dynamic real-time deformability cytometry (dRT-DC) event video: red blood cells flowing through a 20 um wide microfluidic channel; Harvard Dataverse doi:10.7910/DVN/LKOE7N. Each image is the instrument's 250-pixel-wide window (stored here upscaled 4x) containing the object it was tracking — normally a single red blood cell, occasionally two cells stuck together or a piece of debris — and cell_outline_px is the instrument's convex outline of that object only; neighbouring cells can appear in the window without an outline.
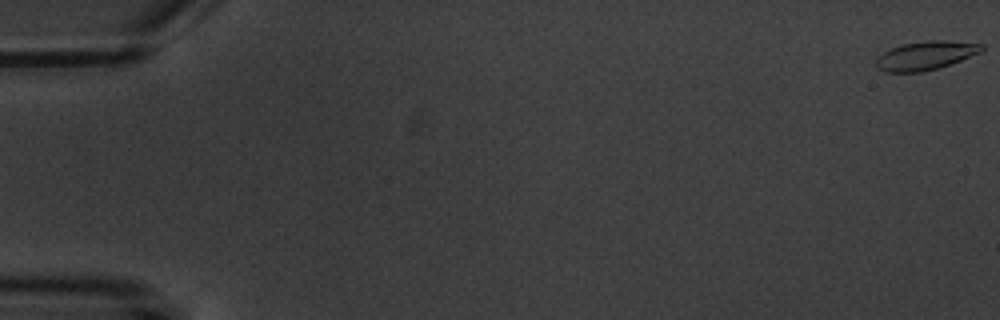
{"species": "common noctule bat (a hibernating species)", "species_latin": "Nyctalus noctula", "temperature_condition": "warm", "stored_images_in_passage": 9, "camera_frame_rate_fps": 3000, "um_per_image_px": 0.085, "animal": {"sex": "male", "body_mass_g": 20.1, "forearm_length_mm": 53.5}, "frame": {"image": 1, "passage_image": 1, "time_ms": 0.0, "image_size_px": [1000, 320], "cell_outline_px": [[984, 48], [980, 52], [940, 68], [920, 72], [888, 72], [876, 68], [876, 60], [884, 52], [900, 44], [928, 40], [944, 40], [984, 44]], "centroid_in_image_um": [78.68, 4.72], "position_along_channel_um": 6.3, "area_um2": 17.57}}
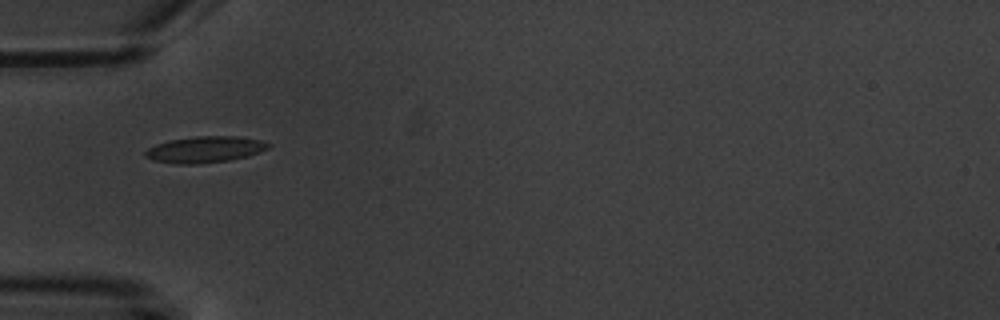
{"frame": {"image": 2, "passage_image": 6, "time_ms": 6.333, "image_size_px": [1000, 320], "cell_outline_px": [[272, 144], [268, 148], [248, 156], [228, 160], [196, 164], [176, 164], [152, 160], [144, 156], [144, 152], [148, 148], [156, 144], [172, 140], [196, 136], [236, 136], [260, 140]], "centroid_in_image_um": [17.4, 12.71], "position_along_channel_um": 67.6, "area_um2": 18.73}}
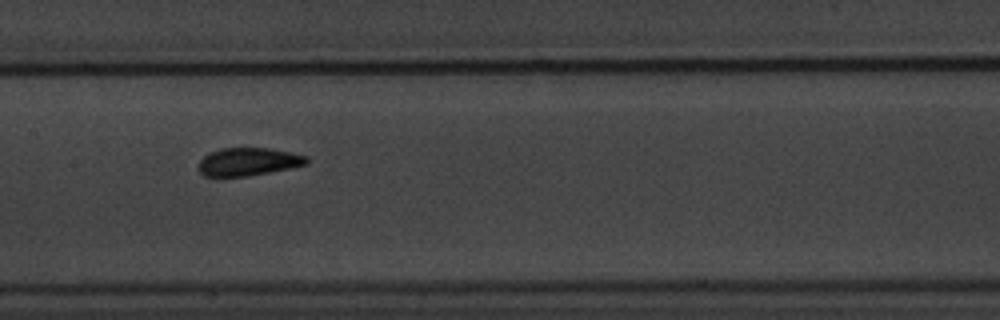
{"frame": {"image": 3, "passage_image": 9, "time_ms": 9.667, "image_size_px": [1000, 320], "cell_outline_px": [[308, 164], [248, 176], [204, 176], [200, 172], [200, 160], [204, 156], [220, 148], [268, 148], [308, 156]], "centroid_in_image_um": [21.11, 13.74], "position_along_channel_um": 186.3, "area_um2": 17.28}}